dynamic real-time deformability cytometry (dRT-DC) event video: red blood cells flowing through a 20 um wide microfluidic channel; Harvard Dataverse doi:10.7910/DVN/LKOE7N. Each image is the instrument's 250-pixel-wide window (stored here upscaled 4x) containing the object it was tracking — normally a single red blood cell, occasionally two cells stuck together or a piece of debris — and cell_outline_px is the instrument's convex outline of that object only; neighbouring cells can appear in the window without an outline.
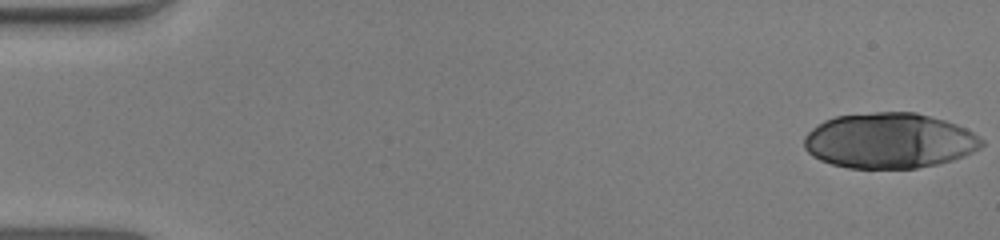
{"species": "human", "species_latin": "Homo sapiens", "temperature_condition": "warm", "stored_images_in_passage": 50, "camera_frame_rate_fps": 3000, "um_per_image_px": 0.085, "donor": {"sex": "male"}, "frame": {"image": 1, "passage_image": 1, "time_ms": 0.0, "image_size_px": [1000, 240], "cell_outline_px": [[984, 144], [980, 148], [964, 156], [952, 160], [936, 164], [916, 168], [848, 168], [832, 164], [820, 160], [812, 156], [804, 148], [804, 136], [812, 128], [824, 120], [836, 116], [872, 112], [916, 112], [944, 120], [956, 124], [972, 132], [984, 140]], "centroid_in_image_um": [75.58, 11.96], "position_along_channel_um": 9.4, "area_um2": 57.4}}
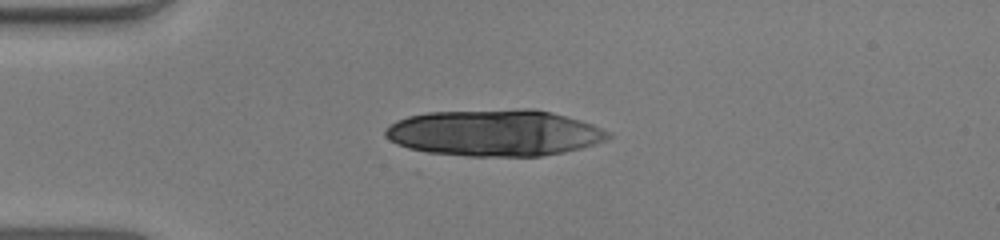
{"frame": {"image": 2, "passage_image": 13, "time_ms": 4.0, "image_size_px": [1000, 240], "cell_outline_px": [[612, 136], [604, 140], [580, 148], [564, 152], [540, 156], [468, 156], [428, 152], [408, 148], [396, 144], [384, 136], [384, 128], [388, 124], [396, 120], [408, 116], [428, 112], [524, 108], [532, 108], [552, 112], [580, 120], [592, 124], [612, 132]], "centroid_in_image_um": [42.0, 11.28], "position_along_channel_um": 43.0, "area_um2": 60.75}}